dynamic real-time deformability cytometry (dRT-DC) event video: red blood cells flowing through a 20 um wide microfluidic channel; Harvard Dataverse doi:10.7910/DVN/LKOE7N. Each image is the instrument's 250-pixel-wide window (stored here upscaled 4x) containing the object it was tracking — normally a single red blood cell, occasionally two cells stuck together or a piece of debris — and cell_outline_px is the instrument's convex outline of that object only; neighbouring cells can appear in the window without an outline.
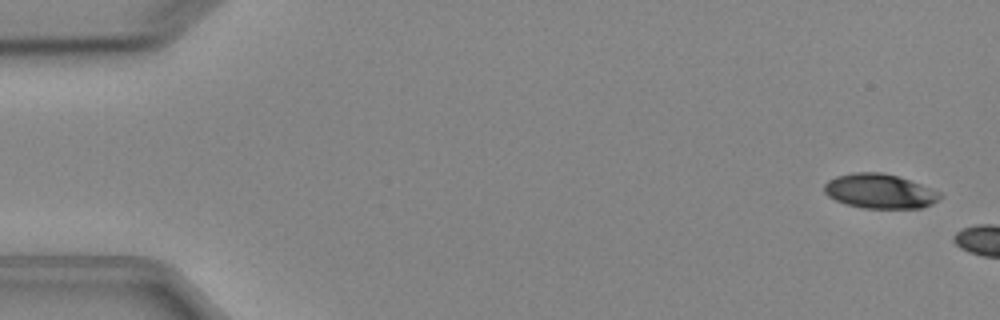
{"species": "Egyptian fruit bat (a non-hibernating species)", "species_latin": "Rousettus aegyptiacus", "temperature_condition": "cold", "stored_images_in_passage": 5, "camera_frame_rate_fps": 3000, "um_per_image_px": 0.085, "animal": {"sex": "female"}, "frame": {"image": 1, "passage_image": 1, "time_ms": 0.0, "image_size_px": [1000, 320], "cell_outline_px": [[944, 196], [932, 204], [920, 208], [864, 208], [848, 204], [836, 200], [828, 196], [824, 192], [824, 184], [828, 180], [836, 176], [852, 172], [884, 172], [900, 176], [940, 192]], "centroid_in_image_um": [74.79, 16.24], "position_along_channel_um": 10.2, "area_um2": 23.41}}